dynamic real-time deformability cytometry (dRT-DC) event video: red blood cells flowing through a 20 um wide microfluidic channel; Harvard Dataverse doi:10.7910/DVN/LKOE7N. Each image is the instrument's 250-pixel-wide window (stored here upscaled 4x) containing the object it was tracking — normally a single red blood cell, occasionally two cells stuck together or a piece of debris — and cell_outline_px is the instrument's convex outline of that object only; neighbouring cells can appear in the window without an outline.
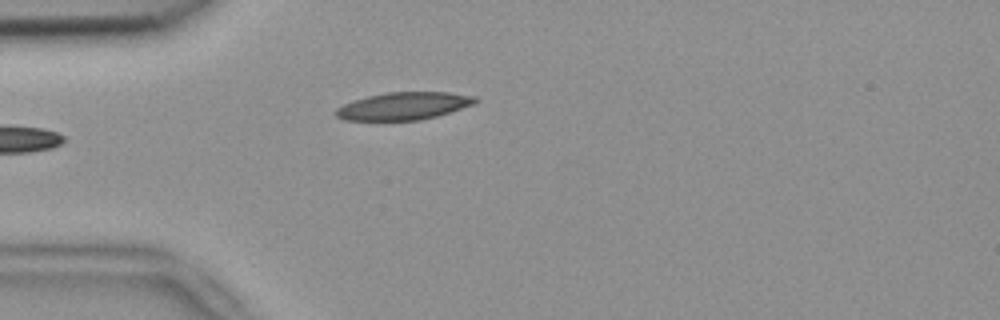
{"species": "common noctule bat (a hibernating species)", "species_latin": "Nyctalus noctula", "temperature_condition": "room temperature", "stored_images_in_passage": 15, "camera_frame_rate_fps": 3000, "um_per_image_px": 0.085, "animal": {"sex": "female", "body_mass_g": 18.4}, "frame": {"image": 1, "passage_image": 1, "time_ms": 0.0, "image_size_px": [1000, 320], "cell_outline_px": [[480, 100], [472, 104], [436, 116], [420, 120], [344, 120], [336, 116], [332, 112], [336, 108], [352, 100], [368, 96], [388, 92], [448, 92], [476, 96]], "centroid_in_image_um": [34.27, 9.0], "position_along_channel_um": 50.7, "area_um2": 22.31}}